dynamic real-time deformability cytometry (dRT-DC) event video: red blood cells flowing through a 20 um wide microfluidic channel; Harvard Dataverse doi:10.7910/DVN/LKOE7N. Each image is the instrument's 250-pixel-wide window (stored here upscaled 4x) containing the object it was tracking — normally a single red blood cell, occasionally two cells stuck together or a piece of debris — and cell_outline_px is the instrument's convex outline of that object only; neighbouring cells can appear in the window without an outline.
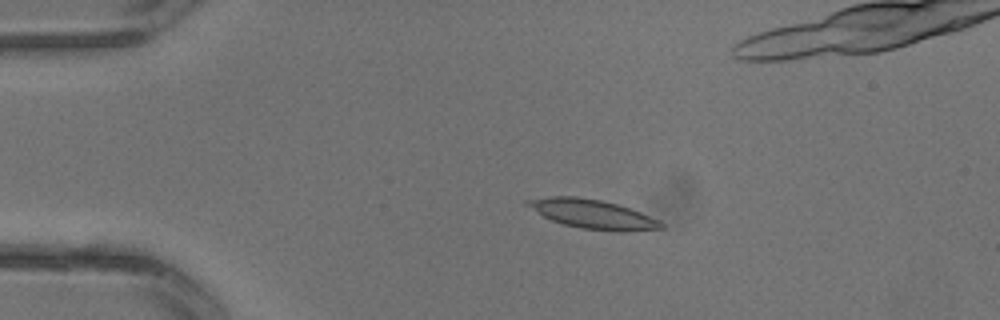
{"species": "common noctule bat (a hibernating species)", "species_latin": "Nyctalus noctula", "temperature_condition": "warm", "stored_images_in_passage": 4, "camera_frame_rate_fps": 3000, "um_per_image_px": 0.085, "animal": {"sex": "male", "body_mass_g": 13.3}, "frame": {"image": 1, "passage_image": 2, "time_ms": 0.333, "image_size_px": [1000, 320], "cell_outline_px": [[664, 228], [624, 232], [616, 232], [580, 228], [564, 224], [552, 220], [544, 216], [524, 204], [524, 200], [548, 196], [576, 196], [600, 200], [616, 204], [640, 212], [660, 220], [664, 224]], "centroid_in_image_um": [50.38, 18.2], "position_along_channel_um": 34.6, "area_um2": 22.66}}